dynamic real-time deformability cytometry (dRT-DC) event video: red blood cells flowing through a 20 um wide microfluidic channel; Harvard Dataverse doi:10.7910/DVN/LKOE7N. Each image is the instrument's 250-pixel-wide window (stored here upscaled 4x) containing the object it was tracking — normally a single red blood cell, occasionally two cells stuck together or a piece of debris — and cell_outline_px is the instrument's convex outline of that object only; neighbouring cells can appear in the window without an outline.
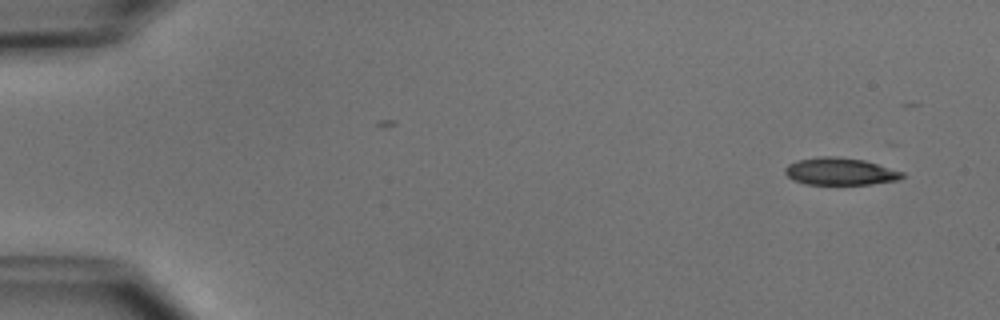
{"species": "common noctule bat (a hibernating species)", "species_latin": "Nyctalus noctula", "temperature_condition": "cold", "stored_images_in_passage": 6, "camera_frame_rate_fps": 3000, "um_per_image_px": 0.085, "animal": {"sex": "male", "body_mass_g": 15.6}, "frame": {"image": 1, "passage_image": 1, "time_ms": 0.0, "image_size_px": [1000, 320], "cell_outline_px": [[904, 176], [900, 180], [872, 184], [804, 184], [792, 180], [784, 172], [784, 168], [788, 164], [796, 160], [820, 156], [836, 156], [864, 160], [904, 172]], "centroid_in_image_um": [71.39, 14.57], "position_along_channel_um": 13.6, "area_um2": 18.79}}
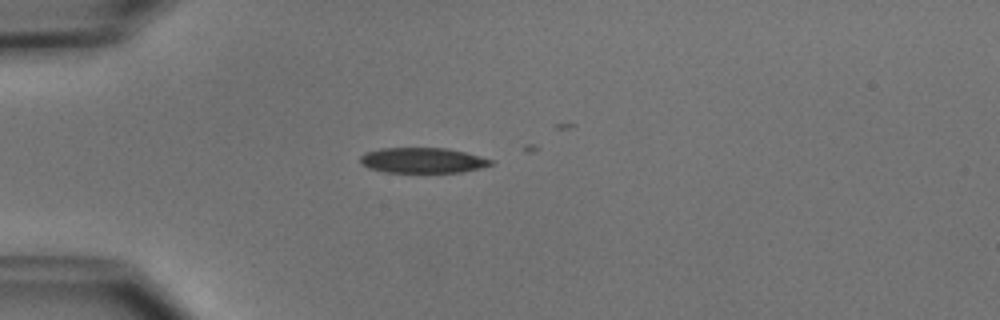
{"frame": {"image": 2, "passage_image": 4, "time_ms": 3.667, "image_size_px": [1000, 320], "cell_outline_px": [[492, 164], [480, 168], [460, 172], [384, 172], [368, 168], [360, 164], [360, 156], [364, 152], [380, 148], [448, 148], [480, 156], [492, 160]], "centroid_in_image_um": [35.86, 13.62], "position_along_channel_um": 49.1, "area_um2": 19.31}}